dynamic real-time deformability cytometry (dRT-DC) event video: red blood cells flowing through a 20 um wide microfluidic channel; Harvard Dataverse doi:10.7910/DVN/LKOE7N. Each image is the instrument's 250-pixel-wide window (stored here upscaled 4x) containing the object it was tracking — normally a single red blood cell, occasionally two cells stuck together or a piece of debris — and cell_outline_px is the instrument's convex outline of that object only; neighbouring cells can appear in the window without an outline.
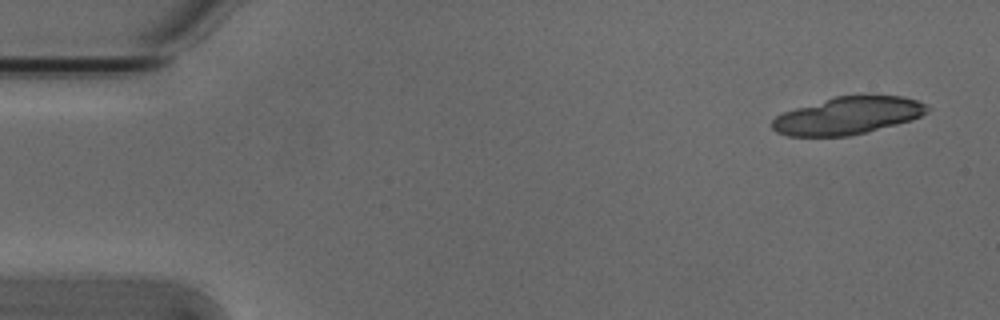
{"species": "Egyptian fruit bat (a non-hibernating species)", "species_latin": "Rousettus aegyptiacus", "temperature_condition": "cold", "stored_images_in_passage": 7, "camera_frame_rate_fps": 3000, "um_per_image_px": 0.085, "animal": {"sex": "male"}, "frame": {"image": 1, "passage_image": 1, "time_ms": 0.0, "image_size_px": [1000, 320], "cell_outline_px": [[932, 108], [928, 112], [912, 120], [848, 136], [788, 136], [776, 132], [772, 128], [772, 120], [776, 116], [784, 112], [796, 108], [836, 96], [904, 96], [916, 100]], "centroid_in_image_um": [72.07, 9.83], "position_along_channel_um": 12.9, "area_um2": 33.41}}